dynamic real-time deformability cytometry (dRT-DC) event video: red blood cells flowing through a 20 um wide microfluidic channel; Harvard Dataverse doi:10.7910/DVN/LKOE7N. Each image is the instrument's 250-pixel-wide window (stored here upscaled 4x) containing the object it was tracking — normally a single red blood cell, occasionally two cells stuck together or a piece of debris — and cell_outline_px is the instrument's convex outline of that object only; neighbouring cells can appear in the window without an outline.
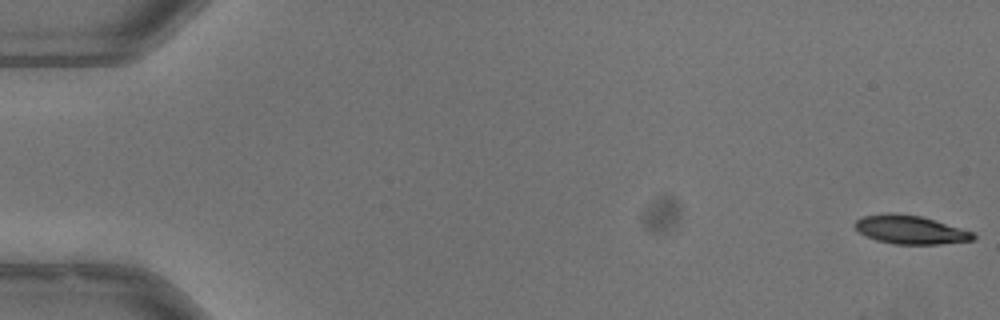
{"species": "common noctule bat (a hibernating species)", "species_latin": "Nyctalus noctula", "temperature_condition": "warm", "stored_images_in_passage": 10, "camera_frame_rate_fps": 3000, "um_per_image_px": 0.085, "animal": {"sex": "male", "body_mass_g": 13.3}, "frame": {"image": 1, "passage_image": 1, "time_ms": 0.0, "image_size_px": [1000, 320], "cell_outline_px": [[976, 240], [940, 244], [892, 244], [876, 240], [864, 236], [852, 224], [856, 220], [864, 216], [888, 212], [892, 212], [920, 216], [960, 228], [972, 232], [976, 236]], "centroid_in_image_um": [77.34, 19.53], "position_along_channel_um": 7.7, "area_um2": 19.71}}